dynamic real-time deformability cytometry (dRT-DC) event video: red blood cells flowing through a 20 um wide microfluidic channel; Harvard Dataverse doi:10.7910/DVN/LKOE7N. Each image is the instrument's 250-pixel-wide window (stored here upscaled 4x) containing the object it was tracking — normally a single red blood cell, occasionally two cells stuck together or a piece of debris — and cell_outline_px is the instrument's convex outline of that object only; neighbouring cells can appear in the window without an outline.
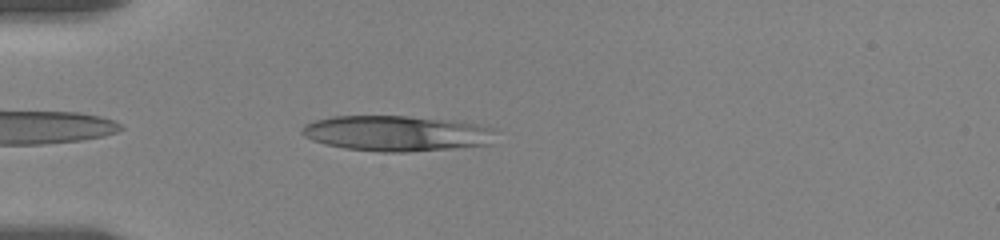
{"species": "human", "species_latin": "Homo sapiens", "temperature_condition": "room temperature", "stored_images_in_passage": 40, "camera_frame_rate_fps": 3000, "um_per_image_px": 0.085, "donor": {"sex": "female"}, "frame": {"image": 1, "passage_image": 3, "time_ms": 0.667, "image_size_px": [1000, 240], "cell_outline_px": [[496, 128], [492, 144], [456, 148], [404, 152], [380, 152], [344, 148], [312, 140], [304, 136], [300, 132], [300, 128], [304, 124], [316, 120], [332, 116], [408, 116], [444, 120], [476, 124]], "centroid_in_image_um": [33.7, 11.34], "position_along_channel_um": 51.3, "area_um2": 40.11}}
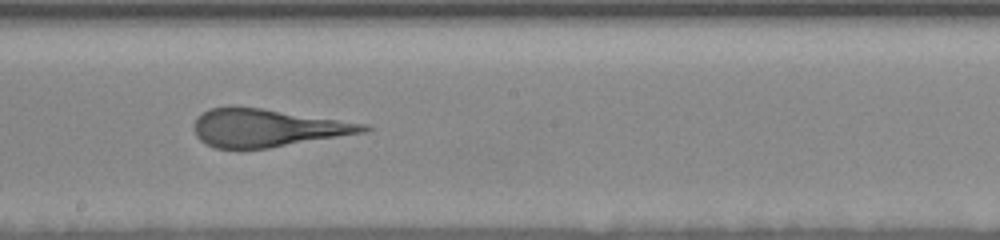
{"frame": {"image": 2, "passage_image": 19, "time_ms": 6.0, "image_size_px": [1000, 240], "cell_outline_px": [[372, 128], [364, 132], [268, 148], [216, 148], [200, 140], [196, 136], [192, 128], [192, 124], [196, 116], [208, 108], [260, 108], [368, 124]], "centroid_in_image_um": [22.66, 10.87], "position_along_channel_um": 225.5, "area_um2": 36.76}}
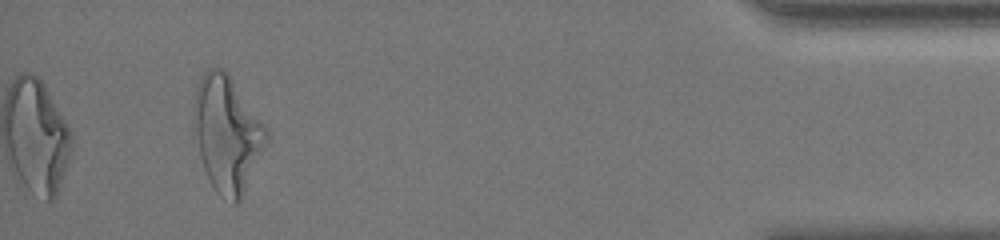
{"frame": {"image": 3, "passage_image": 40, "time_ms": 13.0, "image_size_px": [1000, 240], "cell_outline_px": [[268, 140], [240, 200], [236, 204], [232, 204], [220, 196], [216, 192], [204, 168], [192, 132], [192, 108], [196, 88], [204, 72], [208, 68], [220, 68], [228, 72], [268, 128]], "centroid_in_image_um": [19.28, 11.35], "position_along_channel_um": 415.9, "area_um2": 49.36}}